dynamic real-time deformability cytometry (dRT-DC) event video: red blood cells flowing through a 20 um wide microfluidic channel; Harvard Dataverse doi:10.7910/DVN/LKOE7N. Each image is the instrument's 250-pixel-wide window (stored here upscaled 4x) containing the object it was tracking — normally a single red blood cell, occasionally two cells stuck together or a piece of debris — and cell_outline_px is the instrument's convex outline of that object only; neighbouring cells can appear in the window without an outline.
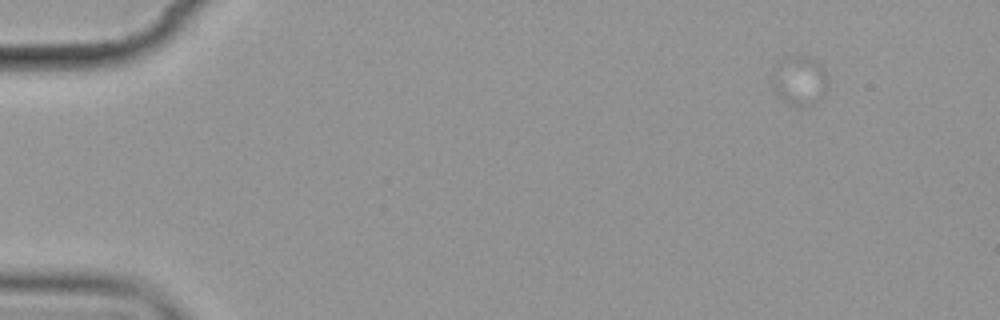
{"species": "common noctule bat (a hibernating species)", "species_latin": "Nyctalus noctula", "temperature_condition": "cold", "stored_images_in_passage": 6, "camera_frame_rate_fps": 3000, "um_per_image_px": 0.085, "animal": {"sex": "female", "body_mass_g": 19.9}, "frame": {"image": 1, "passage_image": 1, "time_ms": 0.0, "image_size_px": [1000, 320], "cell_outline_px": [[828, 84], [820, 100], [804, 108], [800, 108], [784, 100], [776, 92], [772, 72], [776, 60], [784, 56], [804, 56], [820, 60], [824, 68]], "centroid_in_image_um": [67.98, 6.8], "position_along_channel_um": 17.0, "area_um2": 16.3}}